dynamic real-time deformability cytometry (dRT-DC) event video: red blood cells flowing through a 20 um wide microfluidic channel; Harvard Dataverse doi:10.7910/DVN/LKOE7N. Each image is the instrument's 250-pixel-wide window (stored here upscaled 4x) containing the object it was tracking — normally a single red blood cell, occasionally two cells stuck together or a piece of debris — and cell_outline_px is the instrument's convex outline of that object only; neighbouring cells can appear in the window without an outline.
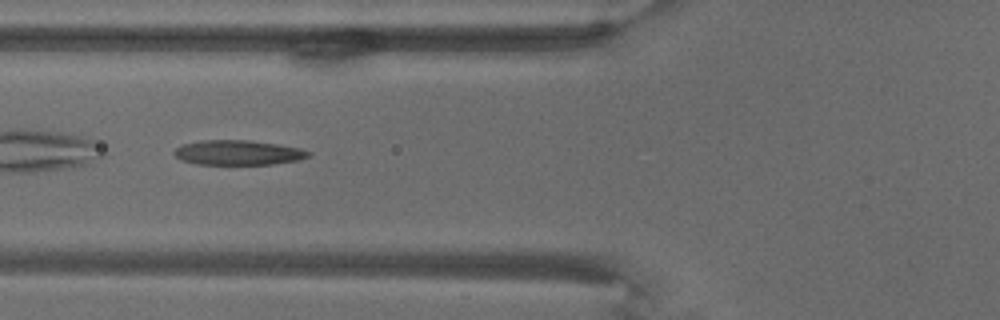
{"species": "common noctule bat (a hibernating species)", "species_latin": "Nyctalus noctula", "temperature_condition": "warm", "stored_images_in_passage": 6, "camera_frame_rate_fps": 3000, "um_per_image_px": 0.085, "animal": {"sex": "male", "body_mass_g": 18.8}, "frame": {"image": 1, "passage_image": 4, "time_ms": 3.667, "image_size_px": [1000, 320], "cell_outline_px": [[312, 152], [308, 156], [296, 160], [272, 164], [196, 164], [184, 160], [176, 156], [172, 152], [180, 144], [200, 140], [248, 140], [276, 144], [300, 148]], "centroid_in_image_um": [20.2, 12.96], "position_along_channel_um": 105.6, "area_um2": 19.25}}